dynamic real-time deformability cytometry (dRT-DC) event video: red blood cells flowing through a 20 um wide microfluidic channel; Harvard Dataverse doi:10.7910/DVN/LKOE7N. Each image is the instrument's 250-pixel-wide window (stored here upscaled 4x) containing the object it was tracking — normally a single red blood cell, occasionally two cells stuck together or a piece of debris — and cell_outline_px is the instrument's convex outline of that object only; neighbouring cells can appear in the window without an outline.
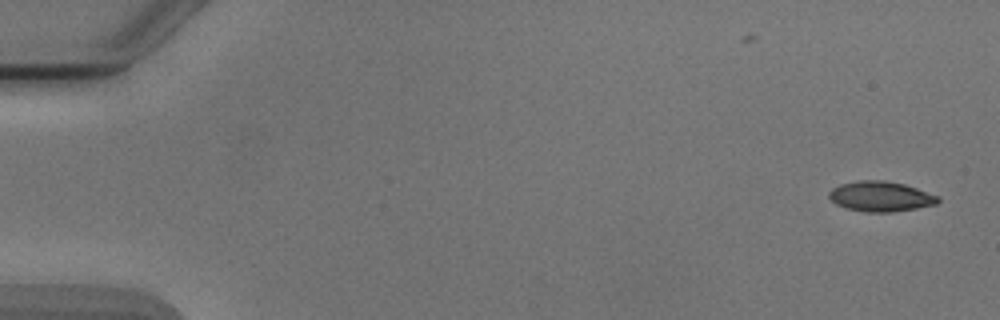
{"species": "Egyptian fruit bat (a non-hibernating species)", "species_latin": "Rousettus aegyptiacus", "temperature_condition": "cold", "stored_images_in_passage": 2, "camera_frame_rate_fps": 3000, "um_per_image_px": 0.085, "animal": {"sex": "male"}, "frame": {"image": 1, "passage_image": 2, "time_ms": 1.333, "image_size_px": [1000, 320], "cell_outline_px": [[940, 200], [936, 204], [916, 208], [892, 212], [864, 212], [848, 208], [836, 204], [828, 196], [828, 192], [832, 188], [840, 184], [860, 180], [884, 180], [904, 184], [940, 196]], "centroid_in_image_um": [74.85, 16.69], "position_along_channel_um": 10.1, "area_um2": 19.13}}